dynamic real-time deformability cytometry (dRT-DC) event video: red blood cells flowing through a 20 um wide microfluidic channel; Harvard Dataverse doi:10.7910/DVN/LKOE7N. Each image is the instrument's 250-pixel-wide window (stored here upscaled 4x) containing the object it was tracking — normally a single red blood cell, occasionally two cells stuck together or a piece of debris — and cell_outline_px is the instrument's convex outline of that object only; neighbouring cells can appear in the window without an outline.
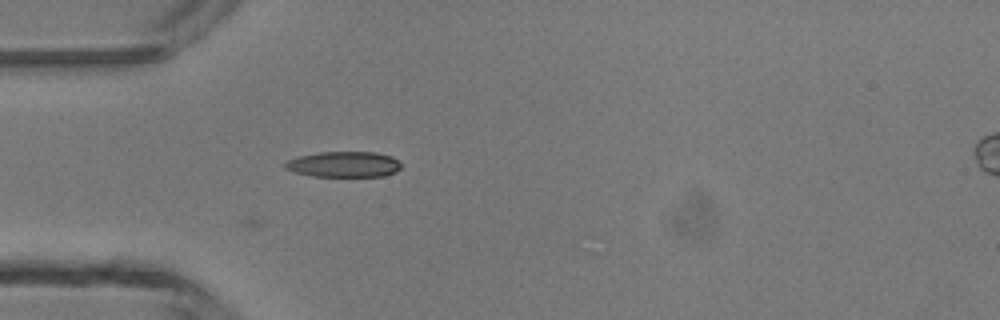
{"species": "common noctule bat (a hibernating species)", "species_latin": "Nyctalus noctula", "temperature_condition": "room temperature", "stored_images_in_passage": 1, "camera_frame_rate_fps": 3000, "um_per_image_px": 0.085, "animal": {"sex": "male", "body_mass_g": 13.3}, "frame": {"image": 1, "passage_image": 1, "time_ms": 0.0, "image_size_px": [1000, 320], "cell_outline_px": [[400, 168], [396, 172], [384, 176], [312, 176], [296, 172], [284, 168], [284, 164], [288, 160], [300, 156], [320, 152], [376, 152], [392, 156], [400, 164]], "centroid_in_image_um": [29.24, 13.97], "position_along_channel_um": 55.8, "area_um2": 17.22}}